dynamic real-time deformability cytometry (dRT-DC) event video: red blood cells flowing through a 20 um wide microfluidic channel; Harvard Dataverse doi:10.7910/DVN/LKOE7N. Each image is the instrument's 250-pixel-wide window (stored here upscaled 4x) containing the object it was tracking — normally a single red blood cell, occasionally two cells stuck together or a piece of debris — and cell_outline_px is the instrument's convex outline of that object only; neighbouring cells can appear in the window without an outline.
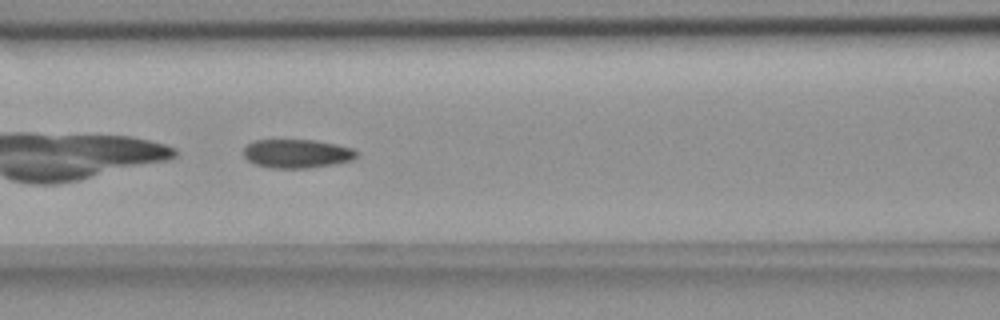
{"species": "common noctule bat (a hibernating species)", "species_latin": "Nyctalus noctula", "temperature_condition": "room temperature", "stored_images_in_passage": 9, "camera_frame_rate_fps": 3000, "um_per_image_px": 0.085, "animal": {"sex": "female", "body_mass_g": 18.4}, "frame": {"image": 1, "passage_image": 8, "time_ms": 2.333, "image_size_px": [1000, 320], "cell_outline_px": [[360, 152], [352, 160], [336, 164], [308, 168], [268, 168], [256, 164], [248, 160], [244, 156], [244, 148], [248, 144], [256, 140], [316, 140], [336, 144], [352, 148]], "centroid_in_image_um": [25.27, 13.06], "position_along_channel_um": 141.3, "area_um2": 19.02}}